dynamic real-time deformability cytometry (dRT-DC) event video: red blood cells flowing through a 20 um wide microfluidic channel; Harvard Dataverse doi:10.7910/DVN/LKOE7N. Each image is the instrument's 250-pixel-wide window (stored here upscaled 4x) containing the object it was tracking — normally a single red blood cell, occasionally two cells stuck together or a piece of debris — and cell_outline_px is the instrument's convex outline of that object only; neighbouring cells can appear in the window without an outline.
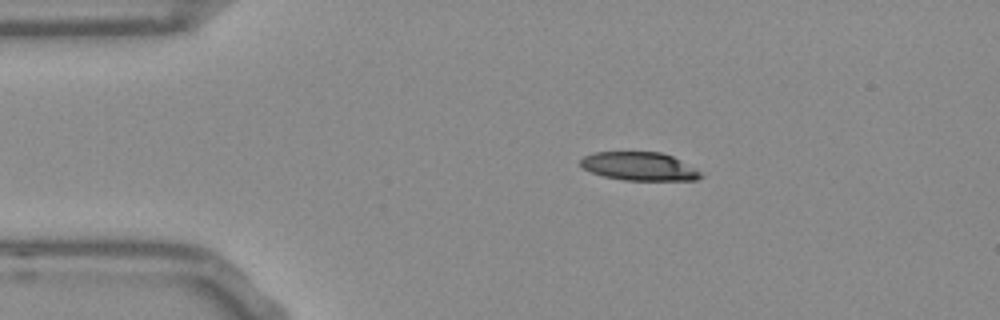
{"species": "Egyptian fruit bat (a non-hibernating species)", "species_latin": "Rousettus aegyptiacus", "temperature_condition": "room temperature", "stored_images_in_passage": 6, "camera_frame_rate_fps": 3000, "um_per_image_px": 0.085, "frame": {"image": 1, "passage_image": 1, "time_ms": 0.0, "image_size_px": [1000, 320], "cell_outline_px": [[704, 176], [696, 180], [624, 180], [604, 176], [592, 172], [584, 168], [580, 164], [580, 160], [584, 156], [592, 152], [660, 152], [672, 156], [696, 168]], "centroid_in_image_um": [54.35, 14.13], "position_along_channel_um": 30.6, "area_um2": 19.83}}